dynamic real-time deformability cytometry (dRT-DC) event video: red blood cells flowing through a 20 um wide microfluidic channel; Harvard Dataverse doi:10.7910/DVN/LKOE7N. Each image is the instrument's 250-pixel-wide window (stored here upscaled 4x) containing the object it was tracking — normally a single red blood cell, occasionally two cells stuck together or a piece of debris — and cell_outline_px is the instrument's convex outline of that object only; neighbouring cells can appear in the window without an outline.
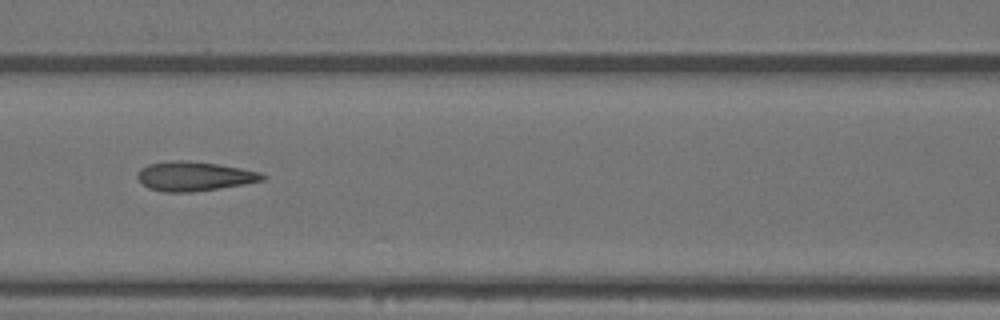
{"species": "Egyptian fruit bat (a non-hibernating species)", "species_latin": "Rousettus aegyptiacus", "temperature_condition": "warm", "stored_images_in_passage": 10, "camera_frame_rate_fps": 3000, "um_per_image_px": 0.085, "animal": {"sex": "female"}, "frame": {"image": 1, "passage_image": 9, "time_ms": 2.667, "image_size_px": [1000, 320], "cell_outline_px": [[268, 176], [264, 180], [244, 184], [192, 192], [164, 192], [148, 188], [136, 176], [136, 172], [140, 168], [148, 164], [172, 160], [184, 160], [220, 164], [260, 172]], "centroid_in_image_um": [16.5, 14.97], "position_along_channel_um": 150.1, "area_um2": 21.44}}
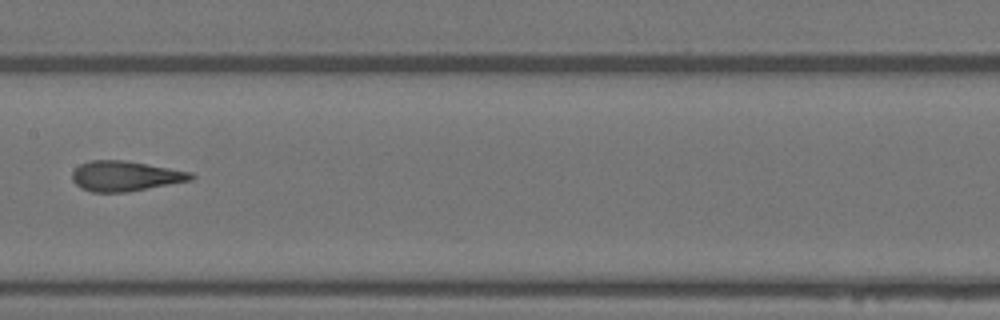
{"frame": {"image": 2, "passage_image": 10, "time_ms": 3.0, "image_size_px": [1000, 320], "cell_outline_px": [[196, 176], [192, 180], [128, 192], [92, 192], [80, 188], [72, 180], [72, 172], [80, 164], [92, 160], [124, 160], [192, 172]], "centroid_in_image_um": [10.64, 14.97], "position_along_channel_um": 196.8, "area_um2": 20.87}}